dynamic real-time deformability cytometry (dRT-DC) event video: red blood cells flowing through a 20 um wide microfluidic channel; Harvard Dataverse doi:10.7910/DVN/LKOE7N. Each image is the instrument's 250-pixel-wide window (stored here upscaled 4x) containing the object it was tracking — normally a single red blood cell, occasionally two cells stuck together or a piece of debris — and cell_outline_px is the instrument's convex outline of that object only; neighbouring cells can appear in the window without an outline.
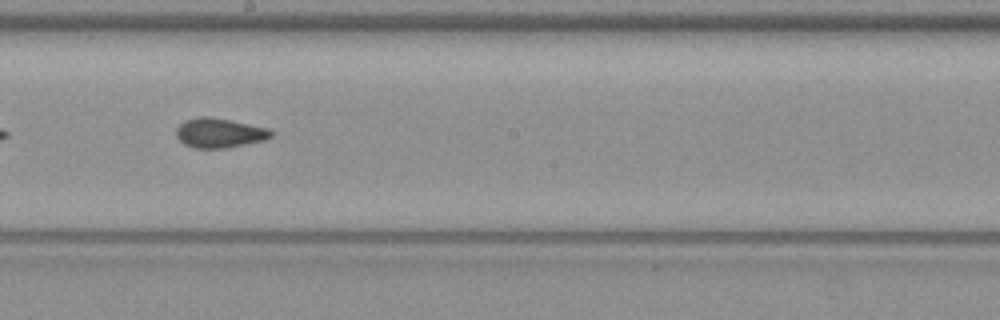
{"species": "common noctule bat (a hibernating species)", "species_latin": "Nyctalus noctula", "temperature_condition": "warm", "stored_images_in_passage": 34, "camera_frame_rate_fps": 3000, "um_per_image_px": 0.085, "animal": {"sex": "female", "body_mass_g": 19.3, "forearm_length_mm": 54.1}, "frame": {"image": 1, "passage_image": 15, "time_ms": 4.667, "image_size_px": [1000, 320], "cell_outline_px": [[276, 132], [272, 136], [264, 140], [224, 148], [192, 148], [184, 144], [176, 136], [176, 128], [184, 120], [200, 116], [208, 116], [268, 128]], "centroid_in_image_um": [18.63, 11.3], "position_along_channel_um": 229.6, "area_um2": 16.3}}